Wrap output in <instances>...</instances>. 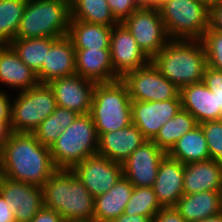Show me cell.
<instances>
[{
  "instance_id": "6da1fadb",
  "label": "cell",
  "mask_w": 222,
  "mask_h": 222,
  "mask_svg": "<svg viewBox=\"0 0 222 222\" xmlns=\"http://www.w3.org/2000/svg\"><path fill=\"white\" fill-rule=\"evenodd\" d=\"M57 170L50 148L33 133L10 132L0 150V175L42 187Z\"/></svg>"
},
{
  "instance_id": "7a4b0ae2",
  "label": "cell",
  "mask_w": 222,
  "mask_h": 222,
  "mask_svg": "<svg viewBox=\"0 0 222 222\" xmlns=\"http://www.w3.org/2000/svg\"><path fill=\"white\" fill-rule=\"evenodd\" d=\"M150 62L179 89L202 82L207 66L205 49L199 39H170Z\"/></svg>"
},
{
  "instance_id": "3957f363",
  "label": "cell",
  "mask_w": 222,
  "mask_h": 222,
  "mask_svg": "<svg viewBox=\"0 0 222 222\" xmlns=\"http://www.w3.org/2000/svg\"><path fill=\"white\" fill-rule=\"evenodd\" d=\"M42 189L43 206L64 220L93 222L95 198L70 169H58Z\"/></svg>"
},
{
  "instance_id": "277c9868",
  "label": "cell",
  "mask_w": 222,
  "mask_h": 222,
  "mask_svg": "<svg viewBox=\"0 0 222 222\" xmlns=\"http://www.w3.org/2000/svg\"><path fill=\"white\" fill-rule=\"evenodd\" d=\"M131 108V97L127 86L121 79L96 83L89 114L98 136L132 124Z\"/></svg>"
},
{
  "instance_id": "5b68a950",
  "label": "cell",
  "mask_w": 222,
  "mask_h": 222,
  "mask_svg": "<svg viewBox=\"0 0 222 222\" xmlns=\"http://www.w3.org/2000/svg\"><path fill=\"white\" fill-rule=\"evenodd\" d=\"M70 0H28L16 38L68 36Z\"/></svg>"
},
{
  "instance_id": "8992f818",
  "label": "cell",
  "mask_w": 222,
  "mask_h": 222,
  "mask_svg": "<svg viewBox=\"0 0 222 222\" xmlns=\"http://www.w3.org/2000/svg\"><path fill=\"white\" fill-rule=\"evenodd\" d=\"M99 136L90 114L78 115L51 146L52 161L58 169H71L75 164L98 154Z\"/></svg>"
},
{
  "instance_id": "52a82bcc",
  "label": "cell",
  "mask_w": 222,
  "mask_h": 222,
  "mask_svg": "<svg viewBox=\"0 0 222 222\" xmlns=\"http://www.w3.org/2000/svg\"><path fill=\"white\" fill-rule=\"evenodd\" d=\"M169 39H201L210 26V7L199 0L157 4Z\"/></svg>"
},
{
  "instance_id": "ba28073f",
  "label": "cell",
  "mask_w": 222,
  "mask_h": 222,
  "mask_svg": "<svg viewBox=\"0 0 222 222\" xmlns=\"http://www.w3.org/2000/svg\"><path fill=\"white\" fill-rule=\"evenodd\" d=\"M57 107L54 91L49 83L39 82L19 92L11 103V132L33 133L40 123Z\"/></svg>"
},
{
  "instance_id": "9c48e42d",
  "label": "cell",
  "mask_w": 222,
  "mask_h": 222,
  "mask_svg": "<svg viewBox=\"0 0 222 222\" xmlns=\"http://www.w3.org/2000/svg\"><path fill=\"white\" fill-rule=\"evenodd\" d=\"M151 60L169 42L157 5H141L121 22Z\"/></svg>"
},
{
  "instance_id": "30bf717a",
  "label": "cell",
  "mask_w": 222,
  "mask_h": 222,
  "mask_svg": "<svg viewBox=\"0 0 222 222\" xmlns=\"http://www.w3.org/2000/svg\"><path fill=\"white\" fill-rule=\"evenodd\" d=\"M120 79L127 86L131 100L164 101L180 98V89L164 77L151 62L125 73Z\"/></svg>"
},
{
  "instance_id": "8fae6325",
  "label": "cell",
  "mask_w": 222,
  "mask_h": 222,
  "mask_svg": "<svg viewBox=\"0 0 222 222\" xmlns=\"http://www.w3.org/2000/svg\"><path fill=\"white\" fill-rule=\"evenodd\" d=\"M70 170L94 198L110 190L123 177L122 164L99 154L78 162Z\"/></svg>"
},
{
  "instance_id": "7c38bea8",
  "label": "cell",
  "mask_w": 222,
  "mask_h": 222,
  "mask_svg": "<svg viewBox=\"0 0 222 222\" xmlns=\"http://www.w3.org/2000/svg\"><path fill=\"white\" fill-rule=\"evenodd\" d=\"M0 195L5 199L16 222H30L43 207L41 186L14 181L0 175Z\"/></svg>"
},
{
  "instance_id": "4fadbf2b",
  "label": "cell",
  "mask_w": 222,
  "mask_h": 222,
  "mask_svg": "<svg viewBox=\"0 0 222 222\" xmlns=\"http://www.w3.org/2000/svg\"><path fill=\"white\" fill-rule=\"evenodd\" d=\"M167 153L152 140L145 141L123 163V176L136 187H153L161 160Z\"/></svg>"
},
{
  "instance_id": "5bb4252c",
  "label": "cell",
  "mask_w": 222,
  "mask_h": 222,
  "mask_svg": "<svg viewBox=\"0 0 222 222\" xmlns=\"http://www.w3.org/2000/svg\"><path fill=\"white\" fill-rule=\"evenodd\" d=\"M132 123L147 140H153L160 128L181 109V98L164 101L132 100Z\"/></svg>"
},
{
  "instance_id": "9a60e30c",
  "label": "cell",
  "mask_w": 222,
  "mask_h": 222,
  "mask_svg": "<svg viewBox=\"0 0 222 222\" xmlns=\"http://www.w3.org/2000/svg\"><path fill=\"white\" fill-rule=\"evenodd\" d=\"M110 56L112 67L120 77L131 70L146 66L150 62L122 23L112 27Z\"/></svg>"
},
{
  "instance_id": "2e32d148",
  "label": "cell",
  "mask_w": 222,
  "mask_h": 222,
  "mask_svg": "<svg viewBox=\"0 0 222 222\" xmlns=\"http://www.w3.org/2000/svg\"><path fill=\"white\" fill-rule=\"evenodd\" d=\"M49 85L54 91L57 106L67 108L79 115L90 112L95 82L74 74L53 79Z\"/></svg>"
},
{
  "instance_id": "e0dca14e",
  "label": "cell",
  "mask_w": 222,
  "mask_h": 222,
  "mask_svg": "<svg viewBox=\"0 0 222 222\" xmlns=\"http://www.w3.org/2000/svg\"><path fill=\"white\" fill-rule=\"evenodd\" d=\"M184 164L168 154L160 162L153 185L162 207H175L183 194Z\"/></svg>"
},
{
  "instance_id": "ac0fdd59",
  "label": "cell",
  "mask_w": 222,
  "mask_h": 222,
  "mask_svg": "<svg viewBox=\"0 0 222 222\" xmlns=\"http://www.w3.org/2000/svg\"><path fill=\"white\" fill-rule=\"evenodd\" d=\"M147 139L135 126L103 133L99 137L98 154L122 164Z\"/></svg>"
},
{
  "instance_id": "d6986e66",
  "label": "cell",
  "mask_w": 222,
  "mask_h": 222,
  "mask_svg": "<svg viewBox=\"0 0 222 222\" xmlns=\"http://www.w3.org/2000/svg\"><path fill=\"white\" fill-rule=\"evenodd\" d=\"M76 74L75 48L68 36L58 38L47 53L41 70L37 73L39 82Z\"/></svg>"
},
{
  "instance_id": "ffe728a7",
  "label": "cell",
  "mask_w": 222,
  "mask_h": 222,
  "mask_svg": "<svg viewBox=\"0 0 222 222\" xmlns=\"http://www.w3.org/2000/svg\"><path fill=\"white\" fill-rule=\"evenodd\" d=\"M182 109L188 111L198 124L221 120V109H217L215 92L202 82L180 88Z\"/></svg>"
},
{
  "instance_id": "44dd1931",
  "label": "cell",
  "mask_w": 222,
  "mask_h": 222,
  "mask_svg": "<svg viewBox=\"0 0 222 222\" xmlns=\"http://www.w3.org/2000/svg\"><path fill=\"white\" fill-rule=\"evenodd\" d=\"M76 74L95 83L120 79L111 64L110 49H75Z\"/></svg>"
},
{
  "instance_id": "7402d4cb",
  "label": "cell",
  "mask_w": 222,
  "mask_h": 222,
  "mask_svg": "<svg viewBox=\"0 0 222 222\" xmlns=\"http://www.w3.org/2000/svg\"><path fill=\"white\" fill-rule=\"evenodd\" d=\"M222 191V162L209 159L184 164L183 194Z\"/></svg>"
},
{
  "instance_id": "603a6c76",
  "label": "cell",
  "mask_w": 222,
  "mask_h": 222,
  "mask_svg": "<svg viewBox=\"0 0 222 222\" xmlns=\"http://www.w3.org/2000/svg\"><path fill=\"white\" fill-rule=\"evenodd\" d=\"M0 82L21 91L39 83L36 72L19 58L10 44L0 45Z\"/></svg>"
},
{
  "instance_id": "cb8c5ba5",
  "label": "cell",
  "mask_w": 222,
  "mask_h": 222,
  "mask_svg": "<svg viewBox=\"0 0 222 222\" xmlns=\"http://www.w3.org/2000/svg\"><path fill=\"white\" fill-rule=\"evenodd\" d=\"M175 208L187 222H198L222 212V191L184 194Z\"/></svg>"
},
{
  "instance_id": "d4e9b609",
  "label": "cell",
  "mask_w": 222,
  "mask_h": 222,
  "mask_svg": "<svg viewBox=\"0 0 222 222\" xmlns=\"http://www.w3.org/2000/svg\"><path fill=\"white\" fill-rule=\"evenodd\" d=\"M133 188L123 176L110 190L95 197L93 222H112L119 217L124 212Z\"/></svg>"
},
{
  "instance_id": "484cf974",
  "label": "cell",
  "mask_w": 222,
  "mask_h": 222,
  "mask_svg": "<svg viewBox=\"0 0 222 222\" xmlns=\"http://www.w3.org/2000/svg\"><path fill=\"white\" fill-rule=\"evenodd\" d=\"M112 27L70 20L68 37L75 49H110Z\"/></svg>"
},
{
  "instance_id": "4316f807",
  "label": "cell",
  "mask_w": 222,
  "mask_h": 222,
  "mask_svg": "<svg viewBox=\"0 0 222 222\" xmlns=\"http://www.w3.org/2000/svg\"><path fill=\"white\" fill-rule=\"evenodd\" d=\"M167 154L183 164L209 160V148L201 126L185 133Z\"/></svg>"
},
{
  "instance_id": "83f0119b",
  "label": "cell",
  "mask_w": 222,
  "mask_h": 222,
  "mask_svg": "<svg viewBox=\"0 0 222 222\" xmlns=\"http://www.w3.org/2000/svg\"><path fill=\"white\" fill-rule=\"evenodd\" d=\"M70 20L105 26L119 23L112 15L107 0H70Z\"/></svg>"
},
{
  "instance_id": "f1b7e54d",
  "label": "cell",
  "mask_w": 222,
  "mask_h": 222,
  "mask_svg": "<svg viewBox=\"0 0 222 222\" xmlns=\"http://www.w3.org/2000/svg\"><path fill=\"white\" fill-rule=\"evenodd\" d=\"M191 113L181 109L172 119L168 120L152 140L157 146L168 153L176 142L187 132L198 126Z\"/></svg>"
},
{
  "instance_id": "f546056e",
  "label": "cell",
  "mask_w": 222,
  "mask_h": 222,
  "mask_svg": "<svg viewBox=\"0 0 222 222\" xmlns=\"http://www.w3.org/2000/svg\"><path fill=\"white\" fill-rule=\"evenodd\" d=\"M57 39L52 37L16 38L10 45L17 52L19 58L37 74L46 60L51 45Z\"/></svg>"
},
{
  "instance_id": "4dcf8cb0",
  "label": "cell",
  "mask_w": 222,
  "mask_h": 222,
  "mask_svg": "<svg viewBox=\"0 0 222 222\" xmlns=\"http://www.w3.org/2000/svg\"><path fill=\"white\" fill-rule=\"evenodd\" d=\"M79 114L67 108L57 106L33 132L36 139L46 147L51 148L61 133L68 128Z\"/></svg>"
},
{
  "instance_id": "1f68e13d",
  "label": "cell",
  "mask_w": 222,
  "mask_h": 222,
  "mask_svg": "<svg viewBox=\"0 0 222 222\" xmlns=\"http://www.w3.org/2000/svg\"><path fill=\"white\" fill-rule=\"evenodd\" d=\"M28 0H0V45L16 39L20 20Z\"/></svg>"
},
{
  "instance_id": "d6a6232c",
  "label": "cell",
  "mask_w": 222,
  "mask_h": 222,
  "mask_svg": "<svg viewBox=\"0 0 222 222\" xmlns=\"http://www.w3.org/2000/svg\"><path fill=\"white\" fill-rule=\"evenodd\" d=\"M162 208L153 187L134 186L130 199L124 209L126 215H142L153 218Z\"/></svg>"
},
{
  "instance_id": "836d02e7",
  "label": "cell",
  "mask_w": 222,
  "mask_h": 222,
  "mask_svg": "<svg viewBox=\"0 0 222 222\" xmlns=\"http://www.w3.org/2000/svg\"><path fill=\"white\" fill-rule=\"evenodd\" d=\"M200 40L205 49L207 65L222 72V32L209 26Z\"/></svg>"
},
{
  "instance_id": "e575fe53",
  "label": "cell",
  "mask_w": 222,
  "mask_h": 222,
  "mask_svg": "<svg viewBox=\"0 0 222 222\" xmlns=\"http://www.w3.org/2000/svg\"><path fill=\"white\" fill-rule=\"evenodd\" d=\"M204 132L210 159L222 162V120L199 124Z\"/></svg>"
},
{
  "instance_id": "d590c367",
  "label": "cell",
  "mask_w": 222,
  "mask_h": 222,
  "mask_svg": "<svg viewBox=\"0 0 222 222\" xmlns=\"http://www.w3.org/2000/svg\"><path fill=\"white\" fill-rule=\"evenodd\" d=\"M107 3L112 15L119 23L144 4L143 0H107Z\"/></svg>"
},
{
  "instance_id": "8d00e7d4",
  "label": "cell",
  "mask_w": 222,
  "mask_h": 222,
  "mask_svg": "<svg viewBox=\"0 0 222 222\" xmlns=\"http://www.w3.org/2000/svg\"><path fill=\"white\" fill-rule=\"evenodd\" d=\"M203 83L211 92H215L217 109H221L222 120V72L207 65L204 70Z\"/></svg>"
},
{
  "instance_id": "74e56055",
  "label": "cell",
  "mask_w": 222,
  "mask_h": 222,
  "mask_svg": "<svg viewBox=\"0 0 222 222\" xmlns=\"http://www.w3.org/2000/svg\"><path fill=\"white\" fill-rule=\"evenodd\" d=\"M152 222H187L175 207H162Z\"/></svg>"
},
{
  "instance_id": "f35d334b",
  "label": "cell",
  "mask_w": 222,
  "mask_h": 222,
  "mask_svg": "<svg viewBox=\"0 0 222 222\" xmlns=\"http://www.w3.org/2000/svg\"><path fill=\"white\" fill-rule=\"evenodd\" d=\"M8 94L0 92V123H4L9 129L11 126V104Z\"/></svg>"
},
{
  "instance_id": "ab89813d",
  "label": "cell",
  "mask_w": 222,
  "mask_h": 222,
  "mask_svg": "<svg viewBox=\"0 0 222 222\" xmlns=\"http://www.w3.org/2000/svg\"><path fill=\"white\" fill-rule=\"evenodd\" d=\"M63 221L64 219L61 217V215L58 212L43 206L40 209V211L31 219L30 222H63Z\"/></svg>"
},
{
  "instance_id": "60d3db41",
  "label": "cell",
  "mask_w": 222,
  "mask_h": 222,
  "mask_svg": "<svg viewBox=\"0 0 222 222\" xmlns=\"http://www.w3.org/2000/svg\"><path fill=\"white\" fill-rule=\"evenodd\" d=\"M210 26L222 32V1L210 7Z\"/></svg>"
},
{
  "instance_id": "b9f144b4",
  "label": "cell",
  "mask_w": 222,
  "mask_h": 222,
  "mask_svg": "<svg viewBox=\"0 0 222 222\" xmlns=\"http://www.w3.org/2000/svg\"><path fill=\"white\" fill-rule=\"evenodd\" d=\"M0 222H16L15 214L7 206L5 199L0 195Z\"/></svg>"
},
{
  "instance_id": "7bdbcfd3",
  "label": "cell",
  "mask_w": 222,
  "mask_h": 222,
  "mask_svg": "<svg viewBox=\"0 0 222 222\" xmlns=\"http://www.w3.org/2000/svg\"><path fill=\"white\" fill-rule=\"evenodd\" d=\"M112 222H152V219L142 215H126L122 213L119 217L115 218Z\"/></svg>"
},
{
  "instance_id": "ee69618b",
  "label": "cell",
  "mask_w": 222,
  "mask_h": 222,
  "mask_svg": "<svg viewBox=\"0 0 222 222\" xmlns=\"http://www.w3.org/2000/svg\"><path fill=\"white\" fill-rule=\"evenodd\" d=\"M10 132V129L4 123H0V149L8 139Z\"/></svg>"
},
{
  "instance_id": "f6af8a7d",
  "label": "cell",
  "mask_w": 222,
  "mask_h": 222,
  "mask_svg": "<svg viewBox=\"0 0 222 222\" xmlns=\"http://www.w3.org/2000/svg\"><path fill=\"white\" fill-rule=\"evenodd\" d=\"M198 222H222V212Z\"/></svg>"
},
{
  "instance_id": "bcb514c9",
  "label": "cell",
  "mask_w": 222,
  "mask_h": 222,
  "mask_svg": "<svg viewBox=\"0 0 222 222\" xmlns=\"http://www.w3.org/2000/svg\"><path fill=\"white\" fill-rule=\"evenodd\" d=\"M205 3L207 6L211 7L213 4L219 3L222 0H199Z\"/></svg>"
},
{
  "instance_id": "7dc6e473",
  "label": "cell",
  "mask_w": 222,
  "mask_h": 222,
  "mask_svg": "<svg viewBox=\"0 0 222 222\" xmlns=\"http://www.w3.org/2000/svg\"><path fill=\"white\" fill-rule=\"evenodd\" d=\"M162 0H143L144 4H148V5H157L158 3H160Z\"/></svg>"
},
{
  "instance_id": "c3c4849f",
  "label": "cell",
  "mask_w": 222,
  "mask_h": 222,
  "mask_svg": "<svg viewBox=\"0 0 222 222\" xmlns=\"http://www.w3.org/2000/svg\"><path fill=\"white\" fill-rule=\"evenodd\" d=\"M63 222H91V221L64 220Z\"/></svg>"
}]
</instances>
